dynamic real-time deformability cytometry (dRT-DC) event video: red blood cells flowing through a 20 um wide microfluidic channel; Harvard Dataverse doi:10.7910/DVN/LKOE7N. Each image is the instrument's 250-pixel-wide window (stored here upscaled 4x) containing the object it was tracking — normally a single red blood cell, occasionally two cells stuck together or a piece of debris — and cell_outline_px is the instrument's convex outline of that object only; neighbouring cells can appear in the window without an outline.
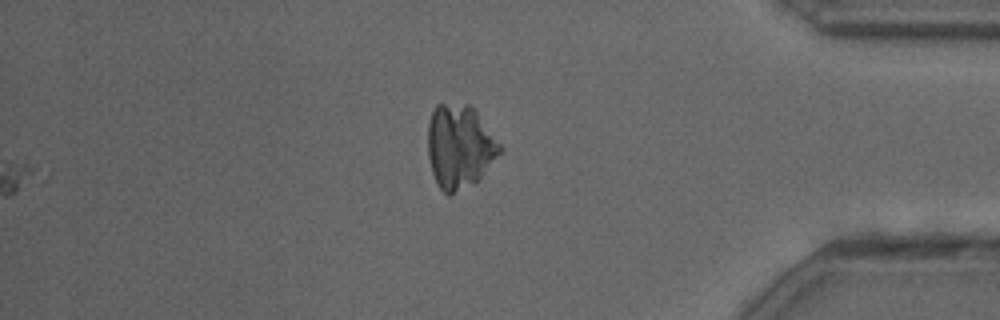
{"species": "common noctule bat (a hibernating species)", "species_latin": "Nyctalus noctula", "temperature_condition": "cold", "stored_images_in_passage": 41, "segment_of_instrument_passage": [2, 2], "camera_frame_rate_fps": 3000, "um_per_image_px": 0.085, "animal": {"sex": "female"}, "frame": {"image": 1, "passage_image": 41, "time_ms": 13.333, "image_size_px": [1000, 320], "cell_outline_px": [[504, 152], [480, 180], [448, 196], [436, 184], [432, 172], [428, 156], [428, 124], [432, 112], [436, 104], [468, 104], [476, 112], [504, 148]], "centroid_in_image_um": [39.1, 12.5], "position_along_channel_um": 396.1, "area_um2": 35.49}}